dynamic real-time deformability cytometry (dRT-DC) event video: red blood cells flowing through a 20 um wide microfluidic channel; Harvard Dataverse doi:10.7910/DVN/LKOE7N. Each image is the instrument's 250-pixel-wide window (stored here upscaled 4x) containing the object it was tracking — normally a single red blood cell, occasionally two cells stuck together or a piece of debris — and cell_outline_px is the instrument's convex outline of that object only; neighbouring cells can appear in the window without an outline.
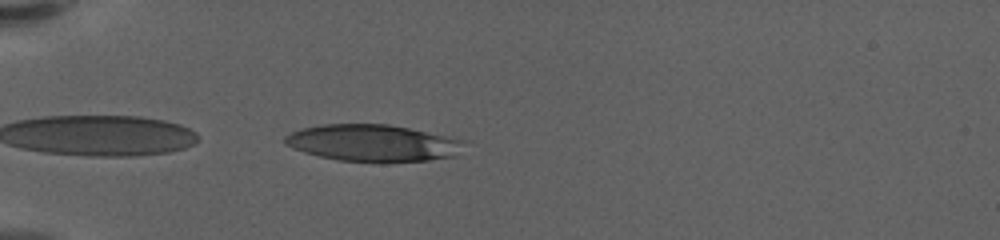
{"species": "human", "species_latin": "Homo sapiens", "temperature_condition": "warm", "stored_images_in_passage": 41, "camera_frame_rate_fps": 3000, "um_per_image_px": 0.085, "donor": {"sex": "female"}, "frame": {"image": 1, "passage_image": 1, "time_ms": 0.0, "image_size_px": [1000, 240], "cell_outline_px": [[468, 140], [456, 156], [428, 160], [340, 160], [320, 156], [304, 152], [292, 148], [284, 144], [284, 136], [300, 128], [324, 124], [388, 124]], "centroid_in_image_um": [31.69, 12.12], "position_along_channel_um": 53.3, "area_um2": 37.86}}
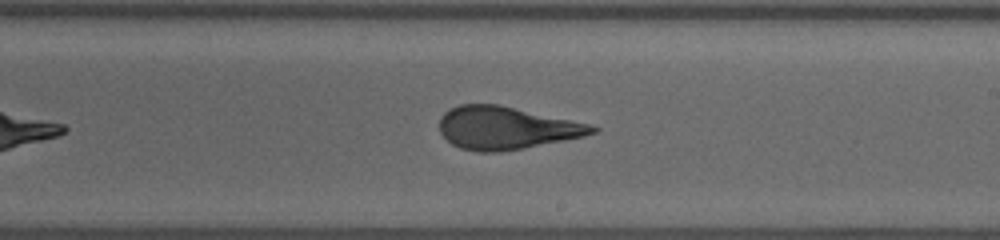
{"frame": {"image": 2, "passage_image": 19, "time_ms": 6.0, "image_size_px": [1000, 240], "cell_outline_px": [[600, 128], [596, 132], [584, 136], [524, 148], [500, 152], [480, 152], [460, 148], [452, 144], [440, 132], [440, 116], [444, 112], [460, 104], [496, 104], [588, 124]], "centroid_in_image_um": [42.98, 10.88], "position_along_channel_um": 246.0, "area_um2": 37.45}}
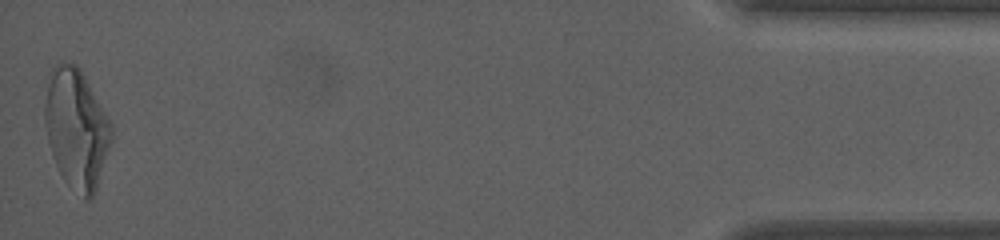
{"frame": {"image": 3, "passage_image": 41, "time_ms": 13.333, "image_size_px": [1000, 240], "cell_outline_px": [[112, 140], [96, 192], [92, 200], [84, 200], [64, 180], [52, 156], [44, 124], [44, 104], [48, 84], [52, 68], [56, 64], [76, 64], [80, 68], [112, 124]], "centroid_in_image_um": [6.51, 10.99], "position_along_channel_um": 428.7, "area_um2": 46.36}, "authors_computed_cell_mechanics": {"area_um2": 39.2462, "velocity_mm_per_s": 3.5716, "shape_relaxation_time_tau1_ms": 5.1983, "shape_relaxation_time_tau2_ms": 1.1205, "deformation_change_tau1": 0.2114, "deformation_change_tau2": 0.0999}}